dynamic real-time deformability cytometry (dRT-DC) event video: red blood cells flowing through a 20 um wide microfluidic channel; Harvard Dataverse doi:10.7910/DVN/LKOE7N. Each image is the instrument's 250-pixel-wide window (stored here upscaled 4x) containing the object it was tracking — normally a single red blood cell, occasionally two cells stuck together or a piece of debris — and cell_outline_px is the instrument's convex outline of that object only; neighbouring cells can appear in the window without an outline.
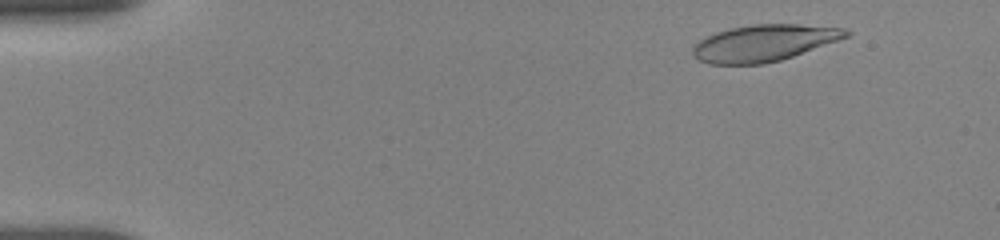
{"species": "human", "species_latin": "Homo sapiens", "temperature_condition": "room temperature", "stored_images_in_passage": 54, "camera_frame_rate_fps": 3000, "um_per_image_px": 0.085, "donor": {"sex": "female"}, "frame": {"image": 1, "passage_image": 5, "time_ms": 1.333, "image_size_px": [1000, 240], "cell_outline_px": [[852, 32], [848, 36], [792, 56], [780, 60], [764, 64], [708, 64], [692, 56], [692, 48], [700, 40], [716, 32], [728, 28], [752, 24], [800, 24], [848, 28]], "centroid_in_image_um": [64.92, 3.64], "position_along_channel_um": 20.1, "area_um2": 32.6}}
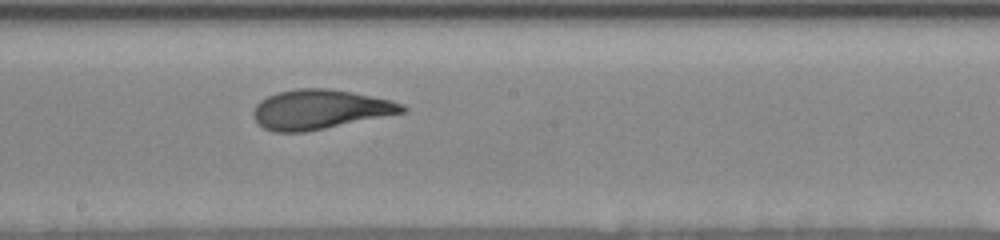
{"frame": {"image": 2, "passage_image": 30, "time_ms": 9.667, "image_size_px": [1000, 240], "cell_outline_px": [[408, 108], [404, 112], [304, 132], [272, 132], [264, 128], [252, 116], [252, 112], [256, 104], [260, 100], [276, 92], [300, 88], [328, 88], [352, 92], [392, 100], [404, 104]], "centroid_in_image_um": [27.16, 9.29], "position_along_channel_um": 221.0, "area_um2": 34.1}}
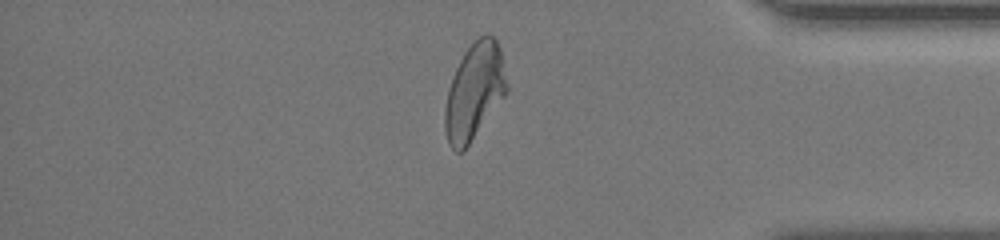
{"frame": {"image": 3, "passage_image": 46, "time_ms": 15.0, "image_size_px": [1000, 240], "cell_outline_px": [[508, 92], [464, 152], [456, 152], [448, 144], [444, 128], [444, 108], [448, 88], [452, 76], [464, 52], [484, 32], [496, 36], [500, 48], [508, 88]], "centroid_in_image_um": [40.32, 7.79], "position_along_channel_um": 394.9, "area_um2": 35.14}, "authors_computed_cell_mechanics": {"area_um2": 33.7841, "velocity_mm_per_s": 3.642, "shape_relaxation_time_tau1_ms": 4.908, "shape_relaxation_time_tau2_ms": 1.1345, "deformation_change_tau1": 0.2054, "deformation_change_tau2": 0.0827}}